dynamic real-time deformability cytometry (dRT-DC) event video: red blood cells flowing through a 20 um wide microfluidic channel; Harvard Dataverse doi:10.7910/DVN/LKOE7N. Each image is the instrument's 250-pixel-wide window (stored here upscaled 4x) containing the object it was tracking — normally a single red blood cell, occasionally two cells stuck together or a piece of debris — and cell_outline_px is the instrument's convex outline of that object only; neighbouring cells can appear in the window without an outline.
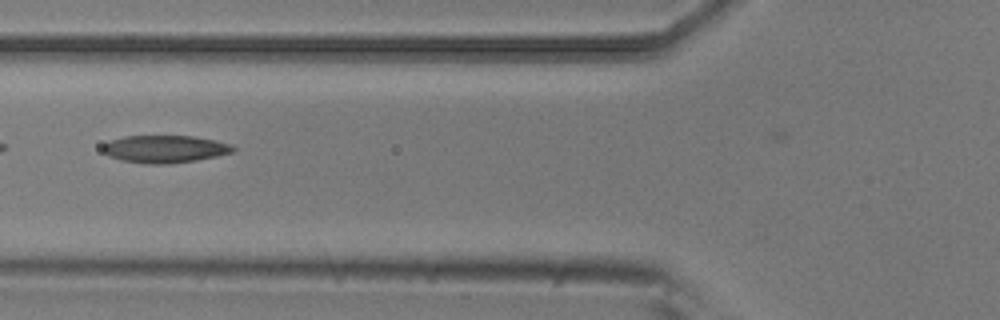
{"species": "common noctule bat (a hibernating species)", "species_latin": "Nyctalus noctula", "temperature_condition": "room temperature", "stored_images_in_passage": 4, "camera_frame_rate_fps": 3000, "um_per_image_px": 0.085, "animal": {"sex": "male", "body_mass_g": 20.5, "forearm_length_mm": 52.5}, "frame": {"image": 1, "passage_image": 3, "time_ms": 0.667, "image_size_px": [1000, 320], "cell_outline_px": [[236, 148], [232, 152], [216, 156], [196, 160], [164, 164], [152, 164], [124, 160], [108, 156], [100, 148], [104, 144], [112, 140], [124, 136], [192, 136], [216, 140], [232, 144]], "centroid_in_image_um": [14.03, 12.65], "position_along_channel_um": 111.8, "area_um2": 20.69}}